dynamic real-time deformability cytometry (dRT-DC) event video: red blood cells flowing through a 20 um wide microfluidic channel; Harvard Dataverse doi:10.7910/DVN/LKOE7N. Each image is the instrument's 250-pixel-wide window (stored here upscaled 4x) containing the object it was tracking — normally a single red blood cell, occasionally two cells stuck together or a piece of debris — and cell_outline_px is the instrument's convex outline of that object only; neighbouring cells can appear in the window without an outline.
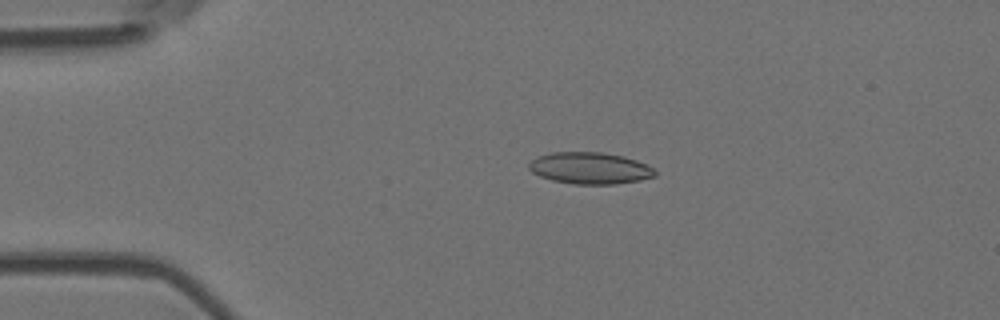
{"species": "Egyptian fruit bat (a non-hibernating species)", "species_latin": "Rousettus aegyptiacus", "temperature_condition": "room temperature", "stored_images_in_passage": 43, "camera_frame_rate_fps": 3000, "um_per_image_px": 0.085, "animal": {"sex": "female"}, "frame": {"image": 1, "passage_image": 1, "time_ms": 0.0, "image_size_px": [1000, 320], "cell_outline_px": [[656, 176], [640, 180], [616, 184], [572, 184], [552, 180], [540, 176], [532, 172], [528, 168], [528, 164], [536, 156], [552, 152], [604, 152], [624, 156], [636, 160], [652, 168], [656, 172]], "centroid_in_image_um": [50.12, 14.29], "position_along_channel_um": 34.9, "area_um2": 23.35}}
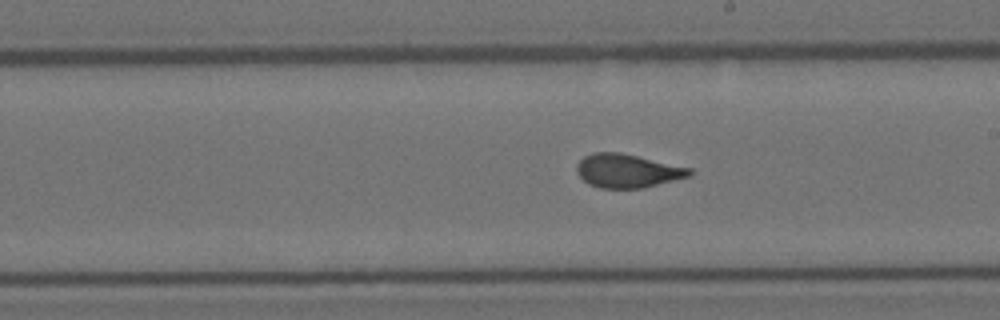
{"frame": {"image": 2, "passage_image": 20, "time_ms": 6.333, "image_size_px": [1000, 320], "cell_outline_px": [[692, 172], [688, 176], [644, 188], [600, 188], [588, 184], [576, 172], [576, 164], [584, 156], [592, 152], [620, 152], [692, 168]], "centroid_in_image_um": [53.29, 14.51], "position_along_channel_um": 235.7, "area_um2": 22.08}}
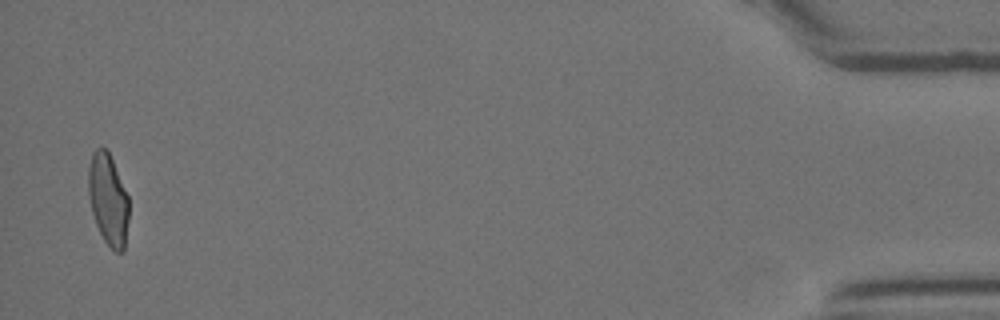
{"frame": {"image": 3, "passage_image": 42, "time_ms": 13.667, "image_size_px": [1000, 320], "cell_outline_px": [[128, 220], [124, 252], [116, 252], [104, 240], [96, 224], [92, 212], [88, 196], [88, 168], [92, 152], [96, 148], [108, 148], [128, 196]], "centroid_in_image_um": [9.18, 16.92], "position_along_channel_um": 426.0, "area_um2": 21.68}, "authors_computed_cell_mechanics": {"area_um2": 22.1952, "velocity_mm_per_s": 3.8022, "shape_relaxation_time_tau1_ms": 8.5763, "shape_relaxation_time_tau2_ms": 0.886, "deformation_change_tau1": 0.2355, "deformation_change_tau2": 0.0607}}